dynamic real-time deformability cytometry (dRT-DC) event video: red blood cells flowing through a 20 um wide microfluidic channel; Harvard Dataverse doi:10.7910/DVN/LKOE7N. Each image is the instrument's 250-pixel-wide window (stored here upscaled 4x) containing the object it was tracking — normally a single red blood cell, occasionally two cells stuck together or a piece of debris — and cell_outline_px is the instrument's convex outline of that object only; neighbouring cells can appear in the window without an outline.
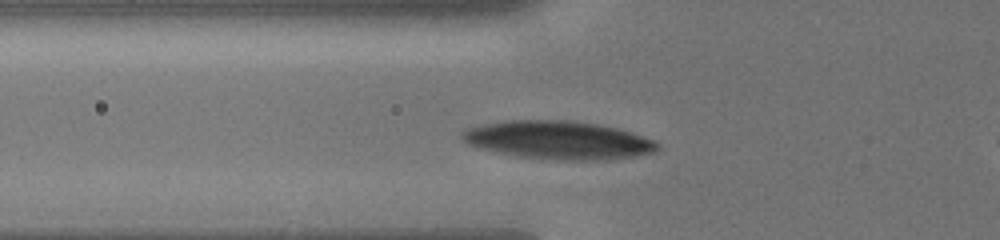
{"species": "human", "species_latin": "Homo sapiens", "temperature_condition": "cold", "stored_images_in_passage": 12, "camera_frame_rate_fps": 3000, "um_per_image_px": 0.085, "donor": {"sex": "male"}, "frame": {"image": 1, "passage_image": 9, "time_ms": 3.333, "image_size_px": [1000, 240], "cell_outline_px": [[660, 148], [656, 152], [608, 160], [556, 160], [520, 156], [480, 148], [468, 144], [460, 136], [460, 132], [468, 128], [484, 124], [508, 120], [568, 120], [596, 124], [616, 128], [656, 140], [660, 144]], "centroid_in_image_um": [47.49, 11.91], "position_along_channel_um": 78.3, "area_um2": 43.35}}
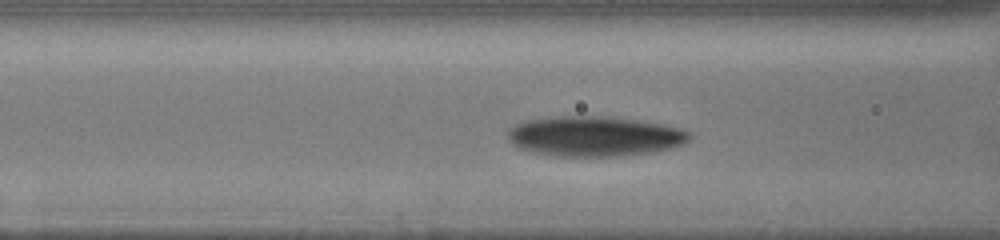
{"frame": {"image": 2, "passage_image": 12, "time_ms": 4.333, "image_size_px": [1000, 240], "cell_outline_px": [[692, 136], [684, 144], [668, 148], [648, 152], [620, 156], [556, 156], [532, 152], [516, 148], [508, 140], [508, 128], [516, 124], [528, 120], [560, 116], [604, 116], [636, 120], [684, 128]], "centroid_in_image_um": [50.49, 11.58], "position_along_channel_um": 116.1, "area_um2": 42.37}}